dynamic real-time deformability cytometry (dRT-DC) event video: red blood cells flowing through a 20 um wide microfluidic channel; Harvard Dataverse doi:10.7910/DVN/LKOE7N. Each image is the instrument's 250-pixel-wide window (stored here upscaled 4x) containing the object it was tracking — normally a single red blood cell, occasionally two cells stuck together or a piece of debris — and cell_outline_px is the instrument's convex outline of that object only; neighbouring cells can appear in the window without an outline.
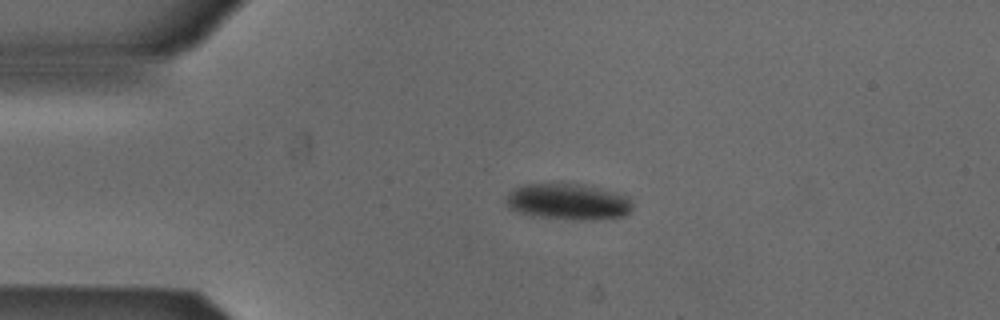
{"species": "Egyptian fruit bat (a non-hibernating species)", "species_latin": "Rousettus aegyptiacus", "temperature_condition": "cold", "stored_images_in_passage": 42, "camera_frame_rate_fps": 3000, "um_per_image_px": 0.085, "animal": {"sex": "male"}, "frame": {"image": 1, "passage_image": 1, "time_ms": 0.0, "image_size_px": [1000, 320], "cell_outline_px": [[632, 208], [624, 216], [596, 220], [576, 220], [528, 216], [508, 208], [504, 200], [508, 192], [524, 184], [576, 184], [628, 196], [632, 200]], "centroid_in_image_um": [48.23, 17.18], "position_along_channel_um": 36.8, "area_um2": 26.65}}
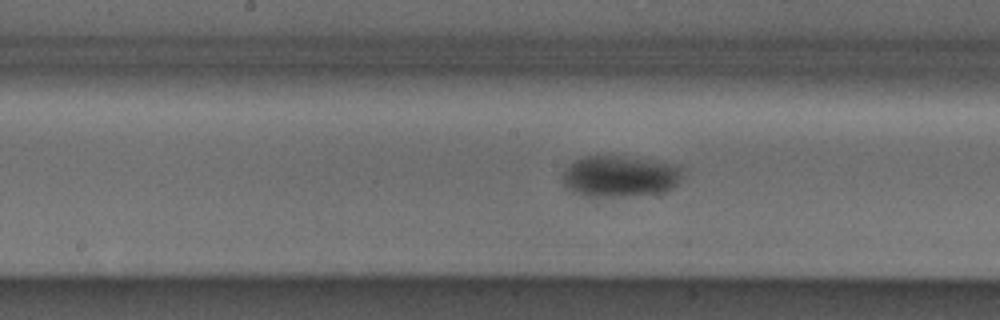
{"frame": {"image": 2, "passage_image": 16, "time_ms": 5.0, "image_size_px": [1000, 320], "cell_outline_px": [[680, 180], [672, 188], [656, 192], [624, 196], [588, 196], [576, 192], [568, 188], [564, 184], [560, 176], [564, 168], [568, 164], [584, 156], [616, 156], [680, 164]], "centroid_in_image_um": [52.63, 14.96], "position_along_channel_um": 195.6, "area_um2": 28.5}}
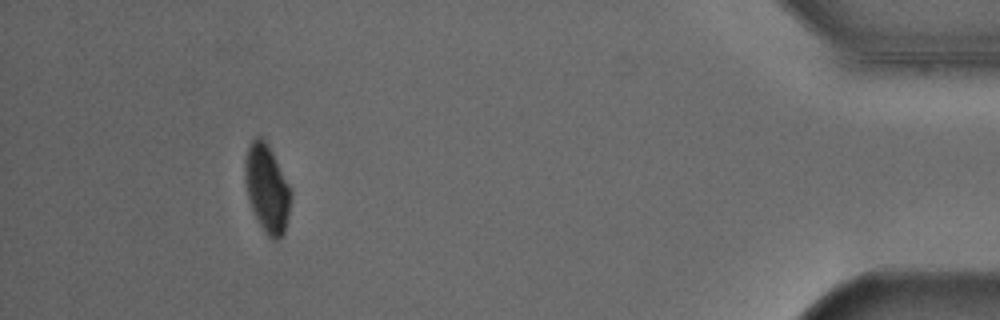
{"frame": {"image": 3, "passage_image": 38, "time_ms": 12.333, "image_size_px": [1000, 320], "cell_outline_px": [[292, 196], [288, 216], [284, 232], [280, 240], [272, 240], [268, 236], [260, 224], [252, 208], [248, 196], [244, 180], [244, 168], [248, 148], [252, 140], [256, 136], [260, 136], [264, 140], [272, 152], [292, 188]], "centroid_in_image_um": [22.72, 16.03], "position_along_channel_um": 412.5, "area_um2": 23.41}, "authors_computed_cell_mechanics": {"area_um2": 27.5417, "velocity_mm_per_s": 3.8523, "shape_relaxation_time_tau1_ms": 2.5422, "shape_relaxation_time_tau2_ms": null, "deformation_change_tau1": 0.0861, "deformation_change_tau2": null}}